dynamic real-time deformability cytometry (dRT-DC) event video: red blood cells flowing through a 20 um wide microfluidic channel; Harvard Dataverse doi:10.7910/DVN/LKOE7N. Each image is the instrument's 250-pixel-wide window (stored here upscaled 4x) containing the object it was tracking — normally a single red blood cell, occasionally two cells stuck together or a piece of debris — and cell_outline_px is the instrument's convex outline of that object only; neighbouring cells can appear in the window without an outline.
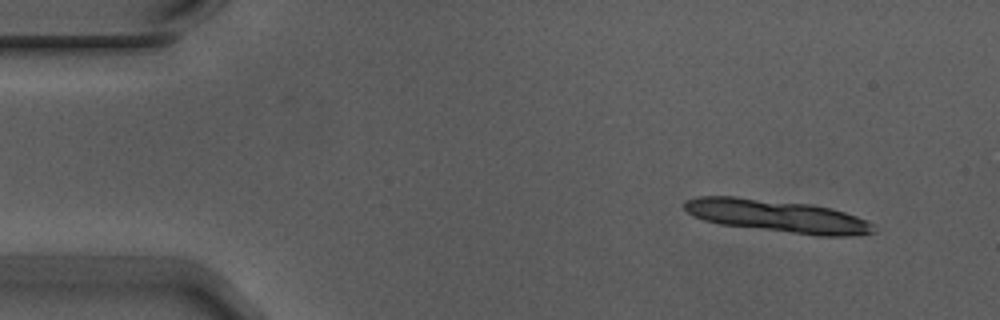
{"species": "Egyptian fruit bat (a non-hibernating species)", "species_latin": "Rousettus aegyptiacus", "temperature_condition": "warm", "stored_images_in_passage": 4, "camera_frame_rate_fps": 3000, "um_per_image_px": 0.085, "animal": {"sex": "male"}, "frame": {"image": 1, "passage_image": 1, "time_ms": 0.0, "image_size_px": [1000, 320], "cell_outline_px": [[876, 232], [852, 236], [816, 236], [720, 224], [704, 220], [692, 216], [684, 208], [684, 204], [688, 200], [700, 196], [736, 196], [812, 204], [832, 208], [856, 216], [872, 224]], "centroid_in_image_um": [66.08, 18.36], "position_along_channel_um": 18.9, "area_um2": 35.95}}